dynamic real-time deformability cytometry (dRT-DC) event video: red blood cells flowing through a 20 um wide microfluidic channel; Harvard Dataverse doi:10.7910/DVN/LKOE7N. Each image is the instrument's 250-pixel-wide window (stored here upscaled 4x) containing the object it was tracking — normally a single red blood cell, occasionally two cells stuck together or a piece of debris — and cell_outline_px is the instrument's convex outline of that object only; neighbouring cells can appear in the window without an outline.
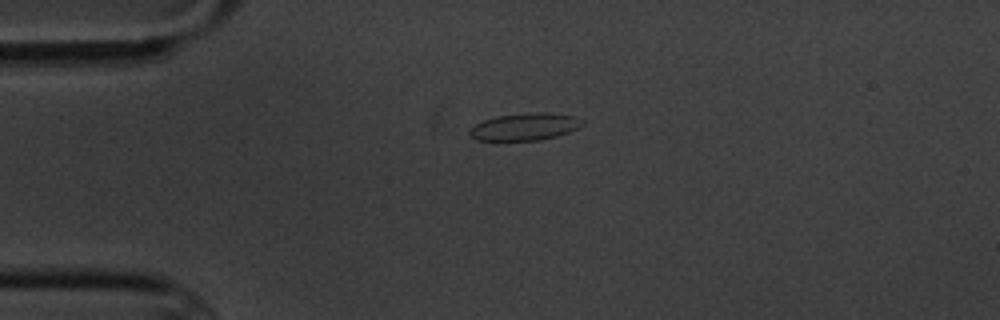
{"species": "common noctule bat (a hibernating species)", "species_latin": "Nyctalus noctula", "temperature_condition": "cold", "stored_images_in_passage": 5, "camera_frame_rate_fps": 3000, "um_per_image_px": 0.085, "animal": {"sex": "male", "body_mass_g": 20.1, "forearm_length_mm": 53.5}, "frame": {"image": 1, "passage_image": 5, "time_ms": 5.333, "image_size_px": [1000, 320], "cell_outline_px": [[584, 124], [580, 128], [556, 136], [540, 140], [476, 140], [468, 132], [476, 124], [484, 120], [496, 116], [532, 112], [548, 112], [576, 116], [584, 120]], "centroid_in_image_um": [44.68, 10.76], "position_along_channel_um": 40.3, "area_um2": 17.92}}